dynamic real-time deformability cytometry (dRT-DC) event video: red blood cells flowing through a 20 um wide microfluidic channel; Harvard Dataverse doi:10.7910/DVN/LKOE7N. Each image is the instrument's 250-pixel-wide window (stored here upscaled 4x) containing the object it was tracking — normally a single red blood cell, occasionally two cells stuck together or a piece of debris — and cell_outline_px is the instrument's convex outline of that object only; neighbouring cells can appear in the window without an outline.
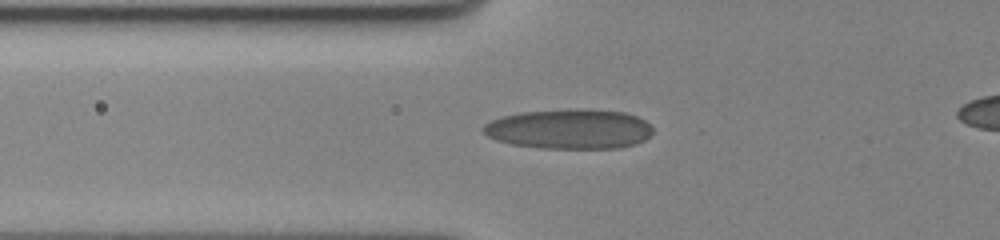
{"species": "human", "species_latin": "Homo sapiens", "temperature_condition": "cold", "stored_images_in_passage": 37, "camera_frame_rate_fps": 3000, "um_per_image_px": 0.085, "donor": {"sex": "female"}, "frame": {"image": 1, "passage_image": 2, "time_ms": 0.333, "image_size_px": [1000, 240], "cell_outline_px": [[652, 132], [644, 140], [620, 148], [540, 148], [512, 144], [496, 140], [480, 132], [480, 128], [484, 124], [492, 120], [504, 116], [520, 112], [576, 108], [624, 112], [636, 116], [644, 120], [652, 128]], "centroid_in_image_um": [48.35, 10.96], "position_along_channel_um": 77.5, "area_um2": 39.42}}
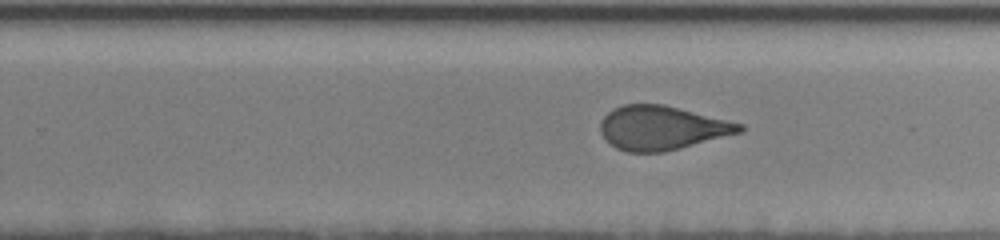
{"frame": {"image": 2, "passage_image": 19, "time_ms": 6.0, "image_size_px": [1000, 240], "cell_outline_px": [[744, 128], [740, 132], [680, 148], [664, 152], [628, 152], [616, 148], [600, 132], [600, 124], [604, 116], [608, 112], [624, 104], [664, 104], [744, 124]], "centroid_in_image_um": [56.25, 10.86], "position_along_channel_um": 273.5, "area_um2": 35.32}}
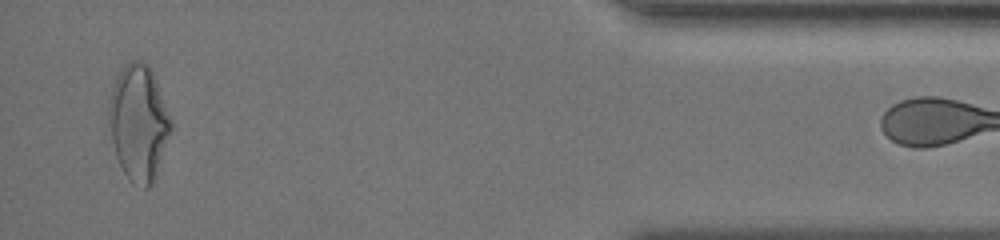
{"frame": {"image": 3, "passage_image": 36, "time_ms": 11.667, "image_size_px": [1000, 240], "cell_outline_px": [[172, 128], [152, 180], [148, 188], [144, 188], [132, 184], [128, 180], [116, 156], [112, 140], [108, 112], [108, 100], [112, 84], [124, 64], [132, 60], [144, 60], [148, 64], [156, 80], [172, 124]], "centroid_in_image_um": [11.74, 10.37], "position_along_channel_um": 423.5, "area_um2": 41.27}}